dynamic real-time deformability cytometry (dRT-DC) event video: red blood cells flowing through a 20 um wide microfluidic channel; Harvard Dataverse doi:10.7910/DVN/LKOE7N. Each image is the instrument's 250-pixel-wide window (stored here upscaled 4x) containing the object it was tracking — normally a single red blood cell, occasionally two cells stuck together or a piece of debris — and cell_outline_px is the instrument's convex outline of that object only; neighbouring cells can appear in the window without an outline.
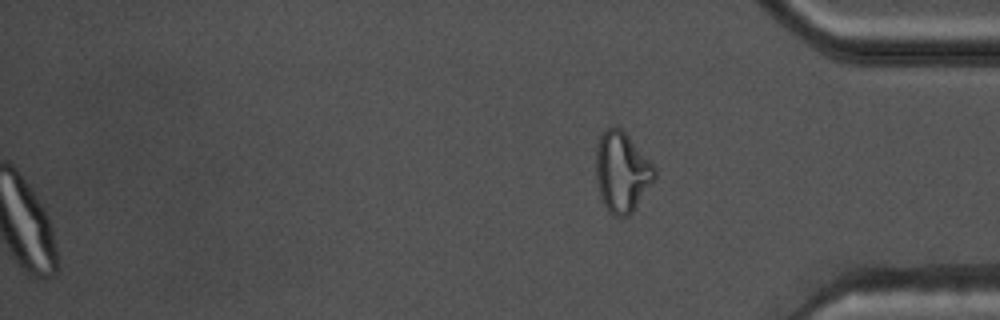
{"species": "common noctule bat (a hibernating species)", "species_latin": "Nyctalus noctula", "temperature_condition": "warm", "stored_images_in_passage": 54, "segment_of_instrument_passage": [2, 2], "camera_frame_rate_fps": 3000, "um_per_image_px": 0.085, "animal": {"sex": "male", "body_mass_g": 17.5, "forearm_length_mm": 52.3}, "frame": {"image": 1, "passage_image": 54, "time_ms": 17.667, "image_size_px": [1000, 320], "cell_outline_px": [[656, 176], [636, 208], [628, 216], [620, 220], [612, 216], [608, 212], [600, 196], [596, 180], [596, 144], [604, 128], [612, 124], [620, 128], [628, 136], [656, 168]], "centroid_in_image_um": [52.83, 14.64], "position_along_channel_um": 382.4, "area_um2": 27.8}}